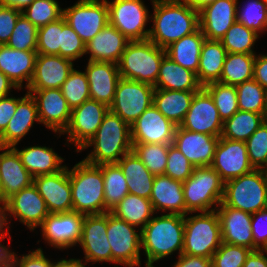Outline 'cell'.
Segmentation results:
<instances>
[{
  "instance_id": "cell-8",
  "label": "cell",
  "mask_w": 267,
  "mask_h": 267,
  "mask_svg": "<svg viewBox=\"0 0 267 267\" xmlns=\"http://www.w3.org/2000/svg\"><path fill=\"white\" fill-rule=\"evenodd\" d=\"M266 199L267 177L262 169H253L224 182V194L220 205L253 214L265 209Z\"/></svg>"
},
{
  "instance_id": "cell-34",
  "label": "cell",
  "mask_w": 267,
  "mask_h": 267,
  "mask_svg": "<svg viewBox=\"0 0 267 267\" xmlns=\"http://www.w3.org/2000/svg\"><path fill=\"white\" fill-rule=\"evenodd\" d=\"M197 91L155 89L153 105L176 126H180Z\"/></svg>"
},
{
  "instance_id": "cell-24",
  "label": "cell",
  "mask_w": 267,
  "mask_h": 267,
  "mask_svg": "<svg viewBox=\"0 0 267 267\" xmlns=\"http://www.w3.org/2000/svg\"><path fill=\"white\" fill-rule=\"evenodd\" d=\"M74 65L72 60L59 55L38 54L34 75L26 90L61 89Z\"/></svg>"
},
{
  "instance_id": "cell-50",
  "label": "cell",
  "mask_w": 267,
  "mask_h": 267,
  "mask_svg": "<svg viewBox=\"0 0 267 267\" xmlns=\"http://www.w3.org/2000/svg\"><path fill=\"white\" fill-rule=\"evenodd\" d=\"M247 153L254 169H263L267 164V119L247 139Z\"/></svg>"
},
{
  "instance_id": "cell-14",
  "label": "cell",
  "mask_w": 267,
  "mask_h": 267,
  "mask_svg": "<svg viewBox=\"0 0 267 267\" xmlns=\"http://www.w3.org/2000/svg\"><path fill=\"white\" fill-rule=\"evenodd\" d=\"M84 216L74 211L50 213L38 227L46 246L60 251L75 248L81 239Z\"/></svg>"
},
{
  "instance_id": "cell-54",
  "label": "cell",
  "mask_w": 267,
  "mask_h": 267,
  "mask_svg": "<svg viewBox=\"0 0 267 267\" xmlns=\"http://www.w3.org/2000/svg\"><path fill=\"white\" fill-rule=\"evenodd\" d=\"M193 169L189 160L173 144L169 145L164 174L174 180L184 182L192 175Z\"/></svg>"
},
{
  "instance_id": "cell-26",
  "label": "cell",
  "mask_w": 267,
  "mask_h": 267,
  "mask_svg": "<svg viewBox=\"0 0 267 267\" xmlns=\"http://www.w3.org/2000/svg\"><path fill=\"white\" fill-rule=\"evenodd\" d=\"M238 0H217L199 11V28L205 39L220 40L237 21Z\"/></svg>"
},
{
  "instance_id": "cell-4",
  "label": "cell",
  "mask_w": 267,
  "mask_h": 267,
  "mask_svg": "<svg viewBox=\"0 0 267 267\" xmlns=\"http://www.w3.org/2000/svg\"><path fill=\"white\" fill-rule=\"evenodd\" d=\"M69 180L73 211L83 215L105 214L104 180L101 165L83 159L71 168Z\"/></svg>"
},
{
  "instance_id": "cell-7",
  "label": "cell",
  "mask_w": 267,
  "mask_h": 267,
  "mask_svg": "<svg viewBox=\"0 0 267 267\" xmlns=\"http://www.w3.org/2000/svg\"><path fill=\"white\" fill-rule=\"evenodd\" d=\"M222 243L217 211L188 213L184 216L182 254L212 258Z\"/></svg>"
},
{
  "instance_id": "cell-27",
  "label": "cell",
  "mask_w": 267,
  "mask_h": 267,
  "mask_svg": "<svg viewBox=\"0 0 267 267\" xmlns=\"http://www.w3.org/2000/svg\"><path fill=\"white\" fill-rule=\"evenodd\" d=\"M37 55L36 50H15L6 44L0 45V71L18 89L26 90L34 75Z\"/></svg>"
},
{
  "instance_id": "cell-45",
  "label": "cell",
  "mask_w": 267,
  "mask_h": 267,
  "mask_svg": "<svg viewBox=\"0 0 267 267\" xmlns=\"http://www.w3.org/2000/svg\"><path fill=\"white\" fill-rule=\"evenodd\" d=\"M132 144V151L154 176L164 174L169 144Z\"/></svg>"
},
{
  "instance_id": "cell-61",
  "label": "cell",
  "mask_w": 267,
  "mask_h": 267,
  "mask_svg": "<svg viewBox=\"0 0 267 267\" xmlns=\"http://www.w3.org/2000/svg\"><path fill=\"white\" fill-rule=\"evenodd\" d=\"M242 267H267V251H251Z\"/></svg>"
},
{
  "instance_id": "cell-1",
  "label": "cell",
  "mask_w": 267,
  "mask_h": 267,
  "mask_svg": "<svg viewBox=\"0 0 267 267\" xmlns=\"http://www.w3.org/2000/svg\"><path fill=\"white\" fill-rule=\"evenodd\" d=\"M151 21L148 39L166 49L199 28V12L182 0H150Z\"/></svg>"
},
{
  "instance_id": "cell-66",
  "label": "cell",
  "mask_w": 267,
  "mask_h": 267,
  "mask_svg": "<svg viewBox=\"0 0 267 267\" xmlns=\"http://www.w3.org/2000/svg\"><path fill=\"white\" fill-rule=\"evenodd\" d=\"M59 259V260H58ZM54 267H89L86 266L81 260L73 258H58Z\"/></svg>"
},
{
  "instance_id": "cell-10",
  "label": "cell",
  "mask_w": 267,
  "mask_h": 267,
  "mask_svg": "<svg viewBox=\"0 0 267 267\" xmlns=\"http://www.w3.org/2000/svg\"><path fill=\"white\" fill-rule=\"evenodd\" d=\"M109 24L128 40H146L150 34L151 11L144 0H106ZM149 23V24H148Z\"/></svg>"
},
{
  "instance_id": "cell-69",
  "label": "cell",
  "mask_w": 267,
  "mask_h": 267,
  "mask_svg": "<svg viewBox=\"0 0 267 267\" xmlns=\"http://www.w3.org/2000/svg\"><path fill=\"white\" fill-rule=\"evenodd\" d=\"M262 170H263L265 176L267 177V164L263 167Z\"/></svg>"
},
{
  "instance_id": "cell-37",
  "label": "cell",
  "mask_w": 267,
  "mask_h": 267,
  "mask_svg": "<svg viewBox=\"0 0 267 267\" xmlns=\"http://www.w3.org/2000/svg\"><path fill=\"white\" fill-rule=\"evenodd\" d=\"M204 40L205 36L201 29L198 28L192 34L184 36L168 46L165 49L166 55L175 63L197 74Z\"/></svg>"
},
{
  "instance_id": "cell-68",
  "label": "cell",
  "mask_w": 267,
  "mask_h": 267,
  "mask_svg": "<svg viewBox=\"0 0 267 267\" xmlns=\"http://www.w3.org/2000/svg\"><path fill=\"white\" fill-rule=\"evenodd\" d=\"M3 148V146L0 145V150ZM0 203H2V181H1V175H0Z\"/></svg>"
},
{
  "instance_id": "cell-38",
  "label": "cell",
  "mask_w": 267,
  "mask_h": 267,
  "mask_svg": "<svg viewBox=\"0 0 267 267\" xmlns=\"http://www.w3.org/2000/svg\"><path fill=\"white\" fill-rule=\"evenodd\" d=\"M111 213L139 230H142L156 214L150 199L131 193H128Z\"/></svg>"
},
{
  "instance_id": "cell-22",
  "label": "cell",
  "mask_w": 267,
  "mask_h": 267,
  "mask_svg": "<svg viewBox=\"0 0 267 267\" xmlns=\"http://www.w3.org/2000/svg\"><path fill=\"white\" fill-rule=\"evenodd\" d=\"M220 137L176 127L173 145L193 167L211 166Z\"/></svg>"
},
{
  "instance_id": "cell-17",
  "label": "cell",
  "mask_w": 267,
  "mask_h": 267,
  "mask_svg": "<svg viewBox=\"0 0 267 267\" xmlns=\"http://www.w3.org/2000/svg\"><path fill=\"white\" fill-rule=\"evenodd\" d=\"M27 92L35 100L40 124L55 133L57 139L61 137L69 125L72 111L61 89L27 90Z\"/></svg>"
},
{
  "instance_id": "cell-15",
  "label": "cell",
  "mask_w": 267,
  "mask_h": 267,
  "mask_svg": "<svg viewBox=\"0 0 267 267\" xmlns=\"http://www.w3.org/2000/svg\"><path fill=\"white\" fill-rule=\"evenodd\" d=\"M4 206L9 228L12 227L11 219L14 218L31 232H34L50 214L46 202L34 184L13 194L4 202Z\"/></svg>"
},
{
  "instance_id": "cell-58",
  "label": "cell",
  "mask_w": 267,
  "mask_h": 267,
  "mask_svg": "<svg viewBox=\"0 0 267 267\" xmlns=\"http://www.w3.org/2000/svg\"><path fill=\"white\" fill-rule=\"evenodd\" d=\"M13 94L0 98V135L5 131L9 121L15 114L18 101L22 98Z\"/></svg>"
},
{
  "instance_id": "cell-49",
  "label": "cell",
  "mask_w": 267,
  "mask_h": 267,
  "mask_svg": "<svg viewBox=\"0 0 267 267\" xmlns=\"http://www.w3.org/2000/svg\"><path fill=\"white\" fill-rule=\"evenodd\" d=\"M37 34L38 28L21 14L6 45L15 50H36Z\"/></svg>"
},
{
  "instance_id": "cell-52",
  "label": "cell",
  "mask_w": 267,
  "mask_h": 267,
  "mask_svg": "<svg viewBox=\"0 0 267 267\" xmlns=\"http://www.w3.org/2000/svg\"><path fill=\"white\" fill-rule=\"evenodd\" d=\"M252 250L222 242L212 255V267H242Z\"/></svg>"
},
{
  "instance_id": "cell-57",
  "label": "cell",
  "mask_w": 267,
  "mask_h": 267,
  "mask_svg": "<svg viewBox=\"0 0 267 267\" xmlns=\"http://www.w3.org/2000/svg\"><path fill=\"white\" fill-rule=\"evenodd\" d=\"M21 14L22 12L14 8L0 5V45H5L8 42Z\"/></svg>"
},
{
  "instance_id": "cell-48",
  "label": "cell",
  "mask_w": 267,
  "mask_h": 267,
  "mask_svg": "<svg viewBox=\"0 0 267 267\" xmlns=\"http://www.w3.org/2000/svg\"><path fill=\"white\" fill-rule=\"evenodd\" d=\"M61 91L71 110L89 100V84L85 72L74 68L63 83Z\"/></svg>"
},
{
  "instance_id": "cell-28",
  "label": "cell",
  "mask_w": 267,
  "mask_h": 267,
  "mask_svg": "<svg viewBox=\"0 0 267 267\" xmlns=\"http://www.w3.org/2000/svg\"><path fill=\"white\" fill-rule=\"evenodd\" d=\"M36 123L40 124L36 103L26 90V93L18 101L15 114L9 121L7 128L0 135V145L3 147L18 146Z\"/></svg>"
},
{
  "instance_id": "cell-60",
  "label": "cell",
  "mask_w": 267,
  "mask_h": 267,
  "mask_svg": "<svg viewBox=\"0 0 267 267\" xmlns=\"http://www.w3.org/2000/svg\"><path fill=\"white\" fill-rule=\"evenodd\" d=\"M253 79L267 90V54L257 53L254 63Z\"/></svg>"
},
{
  "instance_id": "cell-65",
  "label": "cell",
  "mask_w": 267,
  "mask_h": 267,
  "mask_svg": "<svg viewBox=\"0 0 267 267\" xmlns=\"http://www.w3.org/2000/svg\"><path fill=\"white\" fill-rule=\"evenodd\" d=\"M10 231L11 228H9L7 222V215L4 203H0V239H3Z\"/></svg>"
},
{
  "instance_id": "cell-55",
  "label": "cell",
  "mask_w": 267,
  "mask_h": 267,
  "mask_svg": "<svg viewBox=\"0 0 267 267\" xmlns=\"http://www.w3.org/2000/svg\"><path fill=\"white\" fill-rule=\"evenodd\" d=\"M44 252L41 246L30 249L27 254L17 255L18 252H14L12 267H54L56 260L47 258Z\"/></svg>"
},
{
  "instance_id": "cell-30",
  "label": "cell",
  "mask_w": 267,
  "mask_h": 267,
  "mask_svg": "<svg viewBox=\"0 0 267 267\" xmlns=\"http://www.w3.org/2000/svg\"><path fill=\"white\" fill-rule=\"evenodd\" d=\"M129 41L119 30L108 23L85 44V55H89L86 60L118 64Z\"/></svg>"
},
{
  "instance_id": "cell-5",
  "label": "cell",
  "mask_w": 267,
  "mask_h": 267,
  "mask_svg": "<svg viewBox=\"0 0 267 267\" xmlns=\"http://www.w3.org/2000/svg\"><path fill=\"white\" fill-rule=\"evenodd\" d=\"M166 50L149 39L129 41L118 63L120 77L155 85Z\"/></svg>"
},
{
  "instance_id": "cell-18",
  "label": "cell",
  "mask_w": 267,
  "mask_h": 267,
  "mask_svg": "<svg viewBox=\"0 0 267 267\" xmlns=\"http://www.w3.org/2000/svg\"><path fill=\"white\" fill-rule=\"evenodd\" d=\"M180 127L192 132L221 137L223 121L212 96L204 87L195 92L191 106Z\"/></svg>"
},
{
  "instance_id": "cell-43",
  "label": "cell",
  "mask_w": 267,
  "mask_h": 267,
  "mask_svg": "<svg viewBox=\"0 0 267 267\" xmlns=\"http://www.w3.org/2000/svg\"><path fill=\"white\" fill-rule=\"evenodd\" d=\"M238 109L255 112L267 118V90L254 79L236 86Z\"/></svg>"
},
{
  "instance_id": "cell-6",
  "label": "cell",
  "mask_w": 267,
  "mask_h": 267,
  "mask_svg": "<svg viewBox=\"0 0 267 267\" xmlns=\"http://www.w3.org/2000/svg\"><path fill=\"white\" fill-rule=\"evenodd\" d=\"M183 194L188 213L215 211L224 194V181L211 167H194L192 175L183 182Z\"/></svg>"
},
{
  "instance_id": "cell-41",
  "label": "cell",
  "mask_w": 267,
  "mask_h": 267,
  "mask_svg": "<svg viewBox=\"0 0 267 267\" xmlns=\"http://www.w3.org/2000/svg\"><path fill=\"white\" fill-rule=\"evenodd\" d=\"M104 180L105 213L111 212L129 193L126 177L117 163L101 164Z\"/></svg>"
},
{
  "instance_id": "cell-36",
  "label": "cell",
  "mask_w": 267,
  "mask_h": 267,
  "mask_svg": "<svg viewBox=\"0 0 267 267\" xmlns=\"http://www.w3.org/2000/svg\"><path fill=\"white\" fill-rule=\"evenodd\" d=\"M226 55L227 51L220 40H204L196 74L203 87L220 80Z\"/></svg>"
},
{
  "instance_id": "cell-35",
  "label": "cell",
  "mask_w": 267,
  "mask_h": 267,
  "mask_svg": "<svg viewBox=\"0 0 267 267\" xmlns=\"http://www.w3.org/2000/svg\"><path fill=\"white\" fill-rule=\"evenodd\" d=\"M117 164L126 177L129 193L150 199L154 175L133 151L125 154Z\"/></svg>"
},
{
  "instance_id": "cell-64",
  "label": "cell",
  "mask_w": 267,
  "mask_h": 267,
  "mask_svg": "<svg viewBox=\"0 0 267 267\" xmlns=\"http://www.w3.org/2000/svg\"><path fill=\"white\" fill-rule=\"evenodd\" d=\"M35 0H0V5L23 12Z\"/></svg>"
},
{
  "instance_id": "cell-3",
  "label": "cell",
  "mask_w": 267,
  "mask_h": 267,
  "mask_svg": "<svg viewBox=\"0 0 267 267\" xmlns=\"http://www.w3.org/2000/svg\"><path fill=\"white\" fill-rule=\"evenodd\" d=\"M131 126L117 114L108 111L91 140L79 151H87L83 160L92 165L117 163L132 151Z\"/></svg>"
},
{
  "instance_id": "cell-12",
  "label": "cell",
  "mask_w": 267,
  "mask_h": 267,
  "mask_svg": "<svg viewBox=\"0 0 267 267\" xmlns=\"http://www.w3.org/2000/svg\"><path fill=\"white\" fill-rule=\"evenodd\" d=\"M108 111L107 105L92 99L72 109L69 125L61 134L66 135L64 146H73L74 151L79 153L95 135Z\"/></svg>"
},
{
  "instance_id": "cell-62",
  "label": "cell",
  "mask_w": 267,
  "mask_h": 267,
  "mask_svg": "<svg viewBox=\"0 0 267 267\" xmlns=\"http://www.w3.org/2000/svg\"><path fill=\"white\" fill-rule=\"evenodd\" d=\"M9 232L3 239H0V267H12L13 264V256H14V249H10L8 245L2 244V241L8 236L9 244L11 242L12 236Z\"/></svg>"
},
{
  "instance_id": "cell-25",
  "label": "cell",
  "mask_w": 267,
  "mask_h": 267,
  "mask_svg": "<svg viewBox=\"0 0 267 267\" xmlns=\"http://www.w3.org/2000/svg\"><path fill=\"white\" fill-rule=\"evenodd\" d=\"M84 72L89 84L90 99L110 107L114 99L117 83L121 78L118 64L87 61Z\"/></svg>"
},
{
  "instance_id": "cell-19",
  "label": "cell",
  "mask_w": 267,
  "mask_h": 267,
  "mask_svg": "<svg viewBox=\"0 0 267 267\" xmlns=\"http://www.w3.org/2000/svg\"><path fill=\"white\" fill-rule=\"evenodd\" d=\"M211 167L224 182L254 169L248 158L246 142L222 137L216 146Z\"/></svg>"
},
{
  "instance_id": "cell-42",
  "label": "cell",
  "mask_w": 267,
  "mask_h": 267,
  "mask_svg": "<svg viewBox=\"0 0 267 267\" xmlns=\"http://www.w3.org/2000/svg\"><path fill=\"white\" fill-rule=\"evenodd\" d=\"M260 35L236 21L220 39L227 53L257 54L255 45Z\"/></svg>"
},
{
  "instance_id": "cell-51",
  "label": "cell",
  "mask_w": 267,
  "mask_h": 267,
  "mask_svg": "<svg viewBox=\"0 0 267 267\" xmlns=\"http://www.w3.org/2000/svg\"><path fill=\"white\" fill-rule=\"evenodd\" d=\"M61 31L62 18L38 28L36 52L43 55H59Z\"/></svg>"
},
{
  "instance_id": "cell-31",
  "label": "cell",
  "mask_w": 267,
  "mask_h": 267,
  "mask_svg": "<svg viewBox=\"0 0 267 267\" xmlns=\"http://www.w3.org/2000/svg\"><path fill=\"white\" fill-rule=\"evenodd\" d=\"M0 175L2 203L13 194L33 184V176L21 163L18 153L12 147H3L0 150Z\"/></svg>"
},
{
  "instance_id": "cell-44",
  "label": "cell",
  "mask_w": 267,
  "mask_h": 267,
  "mask_svg": "<svg viewBox=\"0 0 267 267\" xmlns=\"http://www.w3.org/2000/svg\"><path fill=\"white\" fill-rule=\"evenodd\" d=\"M237 21L260 36L267 32V0L237 2Z\"/></svg>"
},
{
  "instance_id": "cell-21",
  "label": "cell",
  "mask_w": 267,
  "mask_h": 267,
  "mask_svg": "<svg viewBox=\"0 0 267 267\" xmlns=\"http://www.w3.org/2000/svg\"><path fill=\"white\" fill-rule=\"evenodd\" d=\"M33 184L46 202L50 213H67L73 211L69 165H66L57 173L33 178Z\"/></svg>"
},
{
  "instance_id": "cell-23",
  "label": "cell",
  "mask_w": 267,
  "mask_h": 267,
  "mask_svg": "<svg viewBox=\"0 0 267 267\" xmlns=\"http://www.w3.org/2000/svg\"><path fill=\"white\" fill-rule=\"evenodd\" d=\"M216 211L220 222L222 242L244 246L252 251L259 250L254 245L251 213L227 205H219Z\"/></svg>"
},
{
  "instance_id": "cell-13",
  "label": "cell",
  "mask_w": 267,
  "mask_h": 267,
  "mask_svg": "<svg viewBox=\"0 0 267 267\" xmlns=\"http://www.w3.org/2000/svg\"><path fill=\"white\" fill-rule=\"evenodd\" d=\"M63 17L86 44L109 23L108 4L106 0H77L63 8Z\"/></svg>"
},
{
  "instance_id": "cell-2",
  "label": "cell",
  "mask_w": 267,
  "mask_h": 267,
  "mask_svg": "<svg viewBox=\"0 0 267 267\" xmlns=\"http://www.w3.org/2000/svg\"><path fill=\"white\" fill-rule=\"evenodd\" d=\"M184 247V216L157 213L141 230V252L145 256L143 267H156L155 263L182 254Z\"/></svg>"
},
{
  "instance_id": "cell-40",
  "label": "cell",
  "mask_w": 267,
  "mask_h": 267,
  "mask_svg": "<svg viewBox=\"0 0 267 267\" xmlns=\"http://www.w3.org/2000/svg\"><path fill=\"white\" fill-rule=\"evenodd\" d=\"M256 54L227 53L218 82L237 86L253 79Z\"/></svg>"
},
{
  "instance_id": "cell-32",
  "label": "cell",
  "mask_w": 267,
  "mask_h": 267,
  "mask_svg": "<svg viewBox=\"0 0 267 267\" xmlns=\"http://www.w3.org/2000/svg\"><path fill=\"white\" fill-rule=\"evenodd\" d=\"M19 155L21 163L25 166L33 178L41 175L54 174L61 171L67 164L62 155L55 152L53 146L31 145L21 149L15 145L12 147Z\"/></svg>"
},
{
  "instance_id": "cell-33",
  "label": "cell",
  "mask_w": 267,
  "mask_h": 267,
  "mask_svg": "<svg viewBox=\"0 0 267 267\" xmlns=\"http://www.w3.org/2000/svg\"><path fill=\"white\" fill-rule=\"evenodd\" d=\"M202 87L195 72L175 63L168 55L163 57L155 89L199 91Z\"/></svg>"
},
{
  "instance_id": "cell-56",
  "label": "cell",
  "mask_w": 267,
  "mask_h": 267,
  "mask_svg": "<svg viewBox=\"0 0 267 267\" xmlns=\"http://www.w3.org/2000/svg\"><path fill=\"white\" fill-rule=\"evenodd\" d=\"M251 231L254 245L259 250L267 248V210L263 209L252 214Z\"/></svg>"
},
{
  "instance_id": "cell-11",
  "label": "cell",
  "mask_w": 267,
  "mask_h": 267,
  "mask_svg": "<svg viewBox=\"0 0 267 267\" xmlns=\"http://www.w3.org/2000/svg\"><path fill=\"white\" fill-rule=\"evenodd\" d=\"M154 91L150 84L120 78L109 110L132 126L153 104Z\"/></svg>"
},
{
  "instance_id": "cell-29",
  "label": "cell",
  "mask_w": 267,
  "mask_h": 267,
  "mask_svg": "<svg viewBox=\"0 0 267 267\" xmlns=\"http://www.w3.org/2000/svg\"><path fill=\"white\" fill-rule=\"evenodd\" d=\"M150 201L157 214L186 215L183 182L165 174L154 177Z\"/></svg>"
},
{
  "instance_id": "cell-9",
  "label": "cell",
  "mask_w": 267,
  "mask_h": 267,
  "mask_svg": "<svg viewBox=\"0 0 267 267\" xmlns=\"http://www.w3.org/2000/svg\"><path fill=\"white\" fill-rule=\"evenodd\" d=\"M107 238L114 267H141V230L107 212Z\"/></svg>"
},
{
  "instance_id": "cell-59",
  "label": "cell",
  "mask_w": 267,
  "mask_h": 267,
  "mask_svg": "<svg viewBox=\"0 0 267 267\" xmlns=\"http://www.w3.org/2000/svg\"><path fill=\"white\" fill-rule=\"evenodd\" d=\"M176 259L171 267H212V259L207 257L181 254Z\"/></svg>"
},
{
  "instance_id": "cell-20",
  "label": "cell",
  "mask_w": 267,
  "mask_h": 267,
  "mask_svg": "<svg viewBox=\"0 0 267 267\" xmlns=\"http://www.w3.org/2000/svg\"><path fill=\"white\" fill-rule=\"evenodd\" d=\"M176 127L152 104L131 126L132 143L171 145Z\"/></svg>"
},
{
  "instance_id": "cell-53",
  "label": "cell",
  "mask_w": 267,
  "mask_h": 267,
  "mask_svg": "<svg viewBox=\"0 0 267 267\" xmlns=\"http://www.w3.org/2000/svg\"><path fill=\"white\" fill-rule=\"evenodd\" d=\"M59 56L72 60H76L85 56V43L79 35L71 28L62 17L61 45L59 46Z\"/></svg>"
},
{
  "instance_id": "cell-63",
  "label": "cell",
  "mask_w": 267,
  "mask_h": 267,
  "mask_svg": "<svg viewBox=\"0 0 267 267\" xmlns=\"http://www.w3.org/2000/svg\"><path fill=\"white\" fill-rule=\"evenodd\" d=\"M13 90L24 91V89H18L14 83L0 71V98L11 95Z\"/></svg>"
},
{
  "instance_id": "cell-67",
  "label": "cell",
  "mask_w": 267,
  "mask_h": 267,
  "mask_svg": "<svg viewBox=\"0 0 267 267\" xmlns=\"http://www.w3.org/2000/svg\"><path fill=\"white\" fill-rule=\"evenodd\" d=\"M190 8L201 11L205 6L214 3L217 0H182Z\"/></svg>"
},
{
  "instance_id": "cell-47",
  "label": "cell",
  "mask_w": 267,
  "mask_h": 267,
  "mask_svg": "<svg viewBox=\"0 0 267 267\" xmlns=\"http://www.w3.org/2000/svg\"><path fill=\"white\" fill-rule=\"evenodd\" d=\"M22 15L37 28H41L62 18L63 7L58 0H35Z\"/></svg>"
},
{
  "instance_id": "cell-46",
  "label": "cell",
  "mask_w": 267,
  "mask_h": 267,
  "mask_svg": "<svg viewBox=\"0 0 267 267\" xmlns=\"http://www.w3.org/2000/svg\"><path fill=\"white\" fill-rule=\"evenodd\" d=\"M204 88L212 96L223 122L231 118L239 110L236 86L212 82L205 85Z\"/></svg>"
},
{
  "instance_id": "cell-39",
  "label": "cell",
  "mask_w": 267,
  "mask_h": 267,
  "mask_svg": "<svg viewBox=\"0 0 267 267\" xmlns=\"http://www.w3.org/2000/svg\"><path fill=\"white\" fill-rule=\"evenodd\" d=\"M267 118L255 112L238 110L223 122L221 137L246 142Z\"/></svg>"
},
{
  "instance_id": "cell-16",
  "label": "cell",
  "mask_w": 267,
  "mask_h": 267,
  "mask_svg": "<svg viewBox=\"0 0 267 267\" xmlns=\"http://www.w3.org/2000/svg\"><path fill=\"white\" fill-rule=\"evenodd\" d=\"M107 212L98 215H85L82 222L79 246L83 250L81 260L86 266L93 263L112 264V252L107 238Z\"/></svg>"
}]
</instances>
